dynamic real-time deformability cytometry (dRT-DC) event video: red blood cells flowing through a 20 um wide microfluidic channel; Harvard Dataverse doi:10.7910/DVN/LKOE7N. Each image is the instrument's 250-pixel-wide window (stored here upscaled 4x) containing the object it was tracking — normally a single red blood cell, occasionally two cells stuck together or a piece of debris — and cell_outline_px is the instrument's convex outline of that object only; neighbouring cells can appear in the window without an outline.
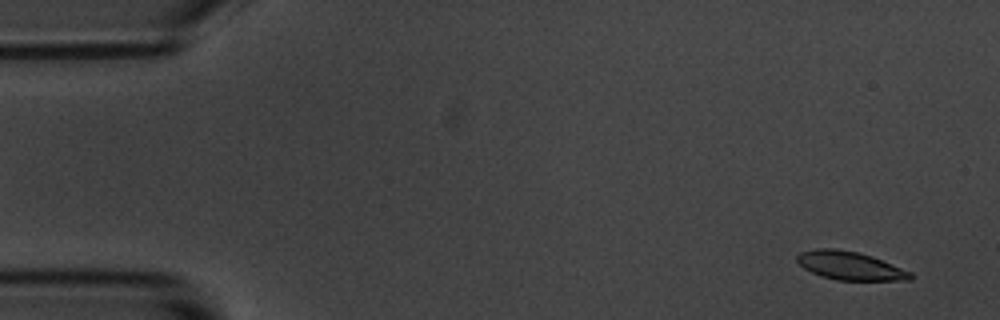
{"species": "common noctule bat (a hibernating species)", "species_latin": "Nyctalus noctula", "temperature_condition": "room temperature", "stored_images_in_passage": 7, "camera_frame_rate_fps": 3000, "um_per_image_px": 0.085, "animal": {"sex": "male", "body_mass_g": 20.1, "forearm_length_mm": 53.5}, "frame": {"image": 1, "passage_image": 2, "time_ms": 0.333, "image_size_px": [1000, 320], "cell_outline_px": [[916, 276], [912, 280], [836, 280], [820, 276], [804, 268], [796, 260], [796, 256], [800, 252], [816, 248], [836, 248], [856, 252], [872, 256], [912, 272]], "centroid_in_image_um": [72.26, 22.59], "position_along_channel_um": 12.7, "area_um2": 18.84}}
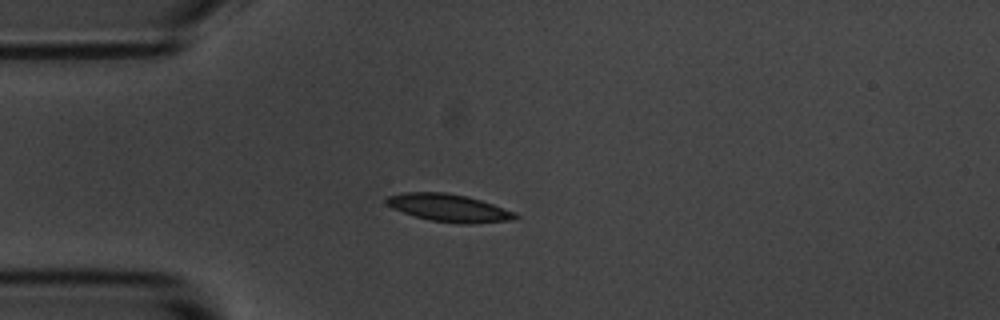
{"frame": {"image": 2, "passage_image": 5, "time_ms": 1.333, "image_size_px": [1000, 320], "cell_outline_px": [[520, 216], [516, 220], [472, 224], [460, 224], [428, 220], [392, 208], [384, 200], [388, 196], [404, 192], [444, 192], [468, 196], [516, 212]], "centroid_in_image_um": [38.21, 17.68], "position_along_channel_um": 46.8, "area_um2": 20.87}}